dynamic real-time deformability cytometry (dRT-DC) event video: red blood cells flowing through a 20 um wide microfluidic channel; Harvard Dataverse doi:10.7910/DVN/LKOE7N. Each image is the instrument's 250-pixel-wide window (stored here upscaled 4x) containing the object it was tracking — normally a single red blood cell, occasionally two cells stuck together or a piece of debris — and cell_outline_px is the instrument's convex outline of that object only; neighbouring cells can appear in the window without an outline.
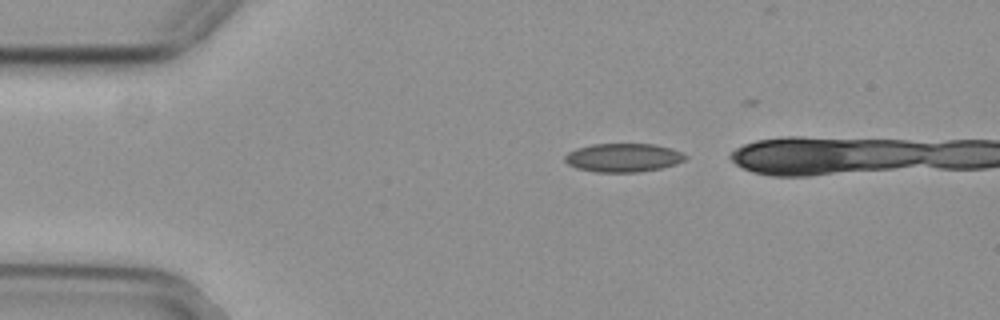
{"species": "common noctule bat (a hibernating species)", "species_latin": "Nyctalus noctula", "temperature_condition": "cold", "stored_images_in_passage": 11, "camera_frame_rate_fps": 3000, "um_per_image_px": 0.085, "animal": {"sex": "female", "body_mass_g": 29.2, "forearm_length_mm": 56.3}, "frame": {"image": 1, "passage_image": 1, "time_ms": 0.0, "image_size_px": [1000, 320], "cell_outline_px": [[688, 156], [684, 160], [676, 164], [660, 168], [640, 172], [596, 172], [576, 168], [568, 164], [564, 160], [564, 156], [568, 152], [576, 148], [592, 144], [656, 144], [672, 148]], "centroid_in_image_um": [52.96, 13.4], "position_along_channel_um": 32.0, "area_um2": 20.17}}
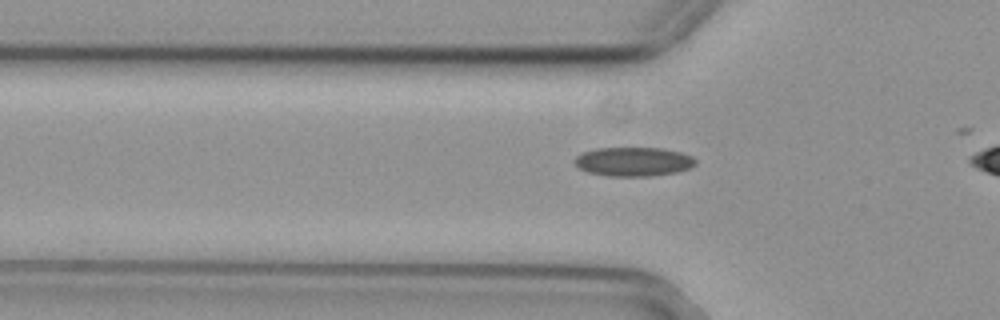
{"frame": {"image": 2, "passage_image": 8, "time_ms": 2.333, "image_size_px": [1000, 320], "cell_outline_px": [[696, 164], [688, 168], [676, 172], [648, 176], [608, 176], [588, 172], [580, 168], [572, 160], [576, 156], [584, 152], [596, 148], [660, 148], [680, 152], [692, 156], [696, 160]], "centroid_in_image_um": [53.83, 13.74], "position_along_channel_um": 72.0, "area_um2": 20.35}}